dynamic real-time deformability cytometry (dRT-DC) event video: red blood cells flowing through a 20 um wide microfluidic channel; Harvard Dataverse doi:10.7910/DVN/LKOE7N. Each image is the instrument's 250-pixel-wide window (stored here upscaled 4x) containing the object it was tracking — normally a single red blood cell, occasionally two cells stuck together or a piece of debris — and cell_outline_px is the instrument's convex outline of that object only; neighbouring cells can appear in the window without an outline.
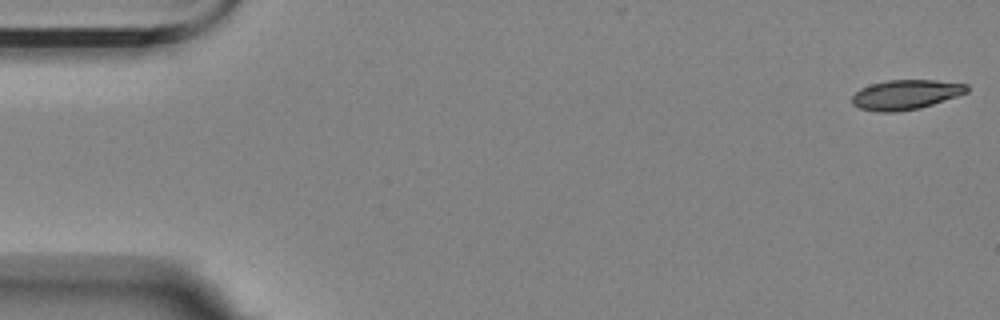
{"species": "Egyptian fruit bat (a non-hibernating species)", "species_latin": "Rousettus aegyptiacus", "temperature_condition": "room temperature", "stored_images_in_passage": 15, "camera_frame_rate_fps": 3000, "um_per_image_px": 0.085, "animal": {"sex": "female"}, "frame": {"image": 1, "passage_image": 1, "time_ms": 0.0, "image_size_px": [1000, 320], "cell_outline_px": [[968, 92], [920, 108], [896, 112], [876, 112], [860, 108], [852, 104], [852, 96], [860, 88], [872, 84], [888, 80], [936, 80], [968, 84]], "centroid_in_image_um": [76.97, 8.04], "position_along_channel_um": 8.0, "area_um2": 19.83}}
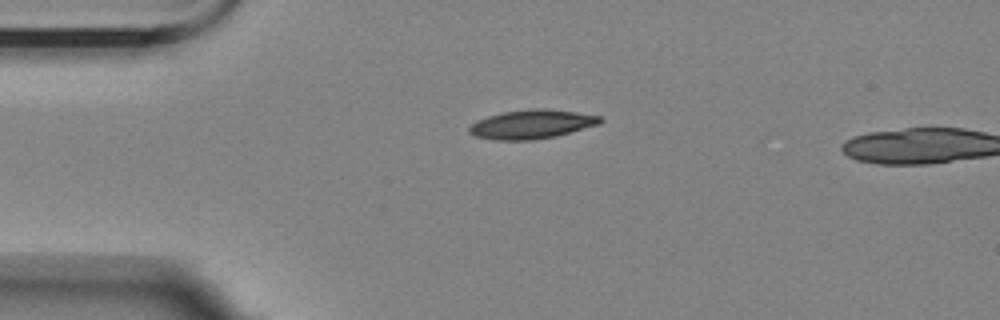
{"frame": {"image": 2, "passage_image": 13, "time_ms": 4.0, "image_size_px": [1000, 320], "cell_outline_px": [[604, 120], [600, 124], [556, 136], [532, 140], [496, 140], [472, 136], [468, 132], [468, 128], [476, 120], [488, 116], [504, 112], [536, 108], [544, 108], [576, 112], [600, 116]], "centroid_in_image_um": [45.18, 10.57], "position_along_channel_um": 39.8, "area_um2": 22.14}}